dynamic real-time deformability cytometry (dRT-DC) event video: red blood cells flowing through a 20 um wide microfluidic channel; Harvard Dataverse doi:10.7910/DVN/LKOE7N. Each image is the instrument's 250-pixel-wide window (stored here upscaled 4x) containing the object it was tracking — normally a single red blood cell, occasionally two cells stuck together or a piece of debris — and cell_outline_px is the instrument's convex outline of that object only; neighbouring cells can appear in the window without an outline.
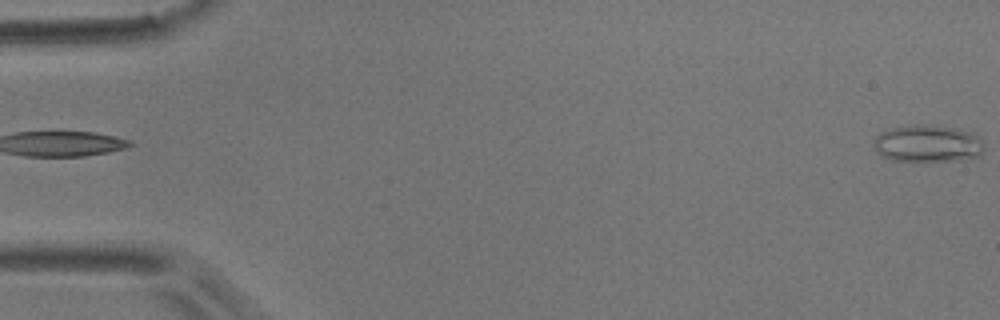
{"species": "common noctule bat (a hibernating species)", "species_latin": "Nyctalus noctula", "temperature_condition": "room temperature", "stored_images_in_passage": 3, "segment_of_instrument_passage": [2, 2], "camera_frame_rate_fps": 3000, "um_per_image_px": 0.085, "animal": {"sex": "male", "body_mass_g": 17.9}, "frame": {"image": 1, "passage_image": 3, "time_ms": 2.333, "image_size_px": [1000, 320], "cell_outline_px": [[984, 148], [976, 156], [960, 160], [892, 160], [876, 152], [872, 144], [872, 140], [880, 132], [888, 128], [916, 124], [924, 124], [952, 128], [972, 132], [984, 144]], "centroid_in_image_um": [78.78, 12.18], "position_along_channel_um": 6.2, "area_um2": 23.7}}